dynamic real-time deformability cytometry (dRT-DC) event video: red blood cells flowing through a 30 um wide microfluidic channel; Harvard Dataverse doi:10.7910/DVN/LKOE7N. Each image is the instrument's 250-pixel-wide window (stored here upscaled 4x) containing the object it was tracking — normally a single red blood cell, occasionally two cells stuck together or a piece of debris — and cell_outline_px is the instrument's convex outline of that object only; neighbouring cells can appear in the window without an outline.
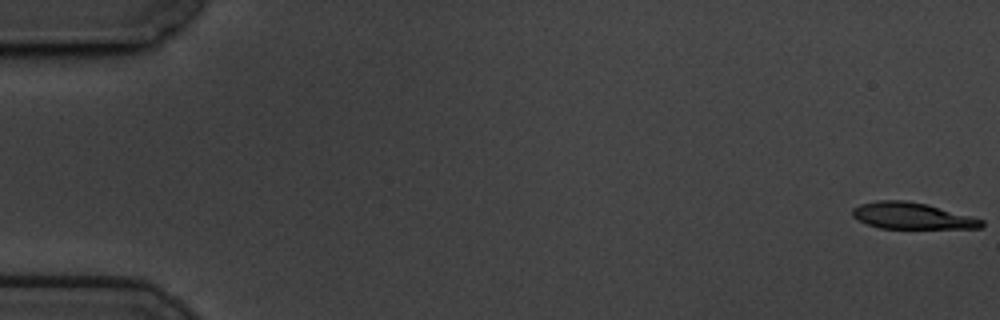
{"species": "common noctule bat (a hibernating species)", "species_latin": "Nyctalus noctula", "temperature_condition": "cold", "stored_images_in_passage": 59, "camera_frame_rate_fps": 3000, "um_per_image_px": 0.085, "animal": {"sex": "male", "body_mass_g": 19.5, "forearm_length_mm": 54.6}, "frame": {"image": 1, "passage_image": 1, "time_ms": 0.0, "image_size_px": [1000, 320], "cell_outline_px": [[984, 224], [980, 228], [880, 228], [868, 224], [852, 216], [852, 208], [860, 204], [876, 200], [904, 200], [928, 204], [972, 216], [984, 220]], "centroid_in_image_um": [77.53, 18.33], "position_along_channel_um": 7.5, "area_um2": 19.88}}
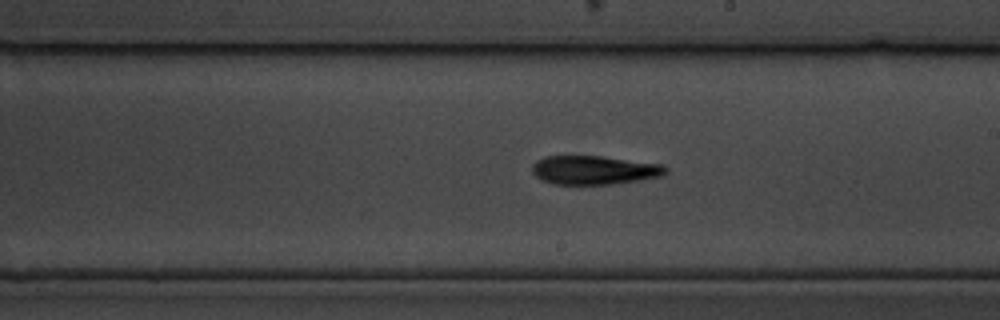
{"frame": {"image": 2, "passage_image": 34, "time_ms": 11.0, "image_size_px": [1000, 320], "cell_outline_px": [[668, 172], [664, 176], [640, 180], [612, 184], [552, 184], [540, 180], [532, 172], [532, 164], [536, 160], [544, 156], [600, 156], [664, 164], [668, 168]], "centroid_in_image_um": [50.53, 14.45], "position_along_channel_um": 238.5, "area_um2": 22.72}}
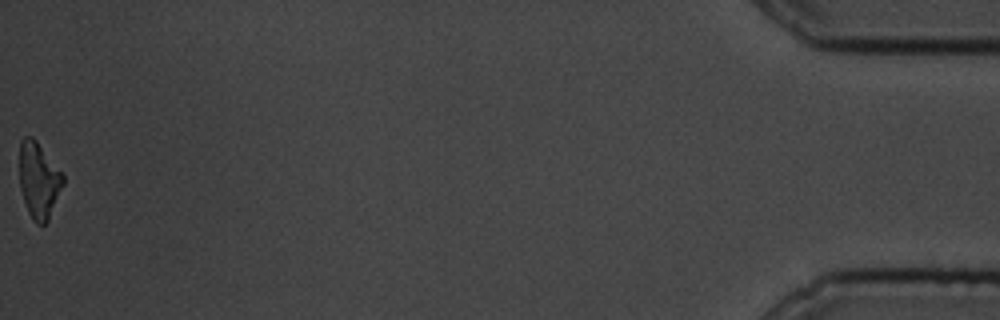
{"frame": {"image": 3, "passage_image": 59, "time_ms": 19.333, "image_size_px": [1000, 320], "cell_outline_px": [[64, 184], [48, 220], [44, 224], [36, 224], [32, 220], [28, 212], [20, 188], [20, 140], [24, 136], [32, 136], [36, 140], [64, 172]], "centroid_in_image_um": [3.32, 15.3], "position_along_channel_um": 431.9, "area_um2": 19.54}, "authors_computed_cell_mechanics": {"area_um2": 21.675, "velocity_mm_per_s": 3.4534, "shape_relaxation_time_tau1_ms": 6.6682, "shape_relaxation_time_tau2_ms": null, "deformation_change_tau1": 0.1997, "deformation_change_tau2": null}}